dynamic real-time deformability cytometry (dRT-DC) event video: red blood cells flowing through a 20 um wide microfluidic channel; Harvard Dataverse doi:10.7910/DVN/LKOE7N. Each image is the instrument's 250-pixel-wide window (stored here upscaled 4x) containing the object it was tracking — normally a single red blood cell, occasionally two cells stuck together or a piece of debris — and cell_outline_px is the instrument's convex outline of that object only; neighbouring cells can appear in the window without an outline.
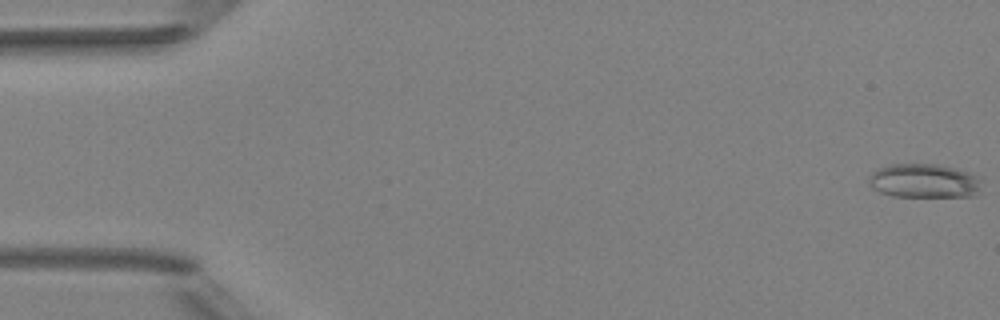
{"species": "Egyptian fruit bat (a non-hibernating species)", "species_latin": "Rousettus aegyptiacus", "temperature_condition": "room temperature", "stored_images_in_passage": 5, "camera_frame_rate_fps": 3000, "um_per_image_px": 0.085, "animal": {"sex": "female"}, "frame": {"image": 1, "passage_image": 1, "time_ms": 0.0, "image_size_px": [1000, 320], "cell_outline_px": [[984, 176], [976, 196], [892, 196], [880, 192], [872, 188], [868, 180], [868, 176], [876, 168], [888, 164], [936, 164]], "centroid_in_image_um": [78.55, 15.36], "position_along_channel_um": 6.4, "area_um2": 22.66}}